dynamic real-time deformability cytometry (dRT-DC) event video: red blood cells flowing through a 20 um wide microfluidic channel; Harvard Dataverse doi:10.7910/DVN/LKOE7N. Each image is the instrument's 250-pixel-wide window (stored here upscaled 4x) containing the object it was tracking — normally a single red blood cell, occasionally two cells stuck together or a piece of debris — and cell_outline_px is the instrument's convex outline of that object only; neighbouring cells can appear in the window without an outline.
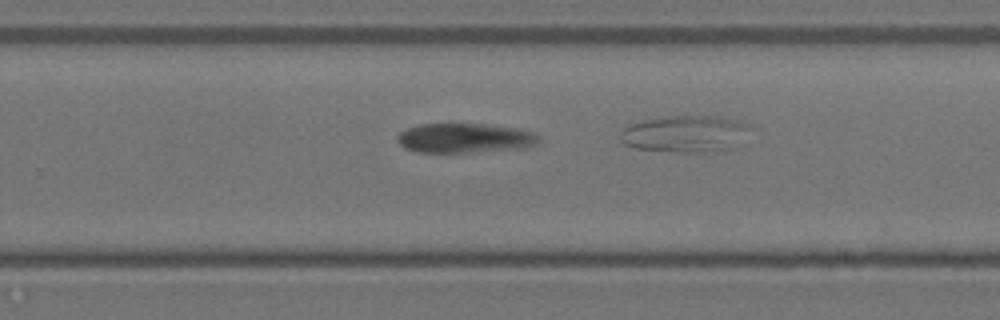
{"species": "Egyptian fruit bat (a non-hibernating species)", "species_latin": "Rousettus aegyptiacus", "temperature_condition": "warm", "stored_images_in_passage": 20, "camera_frame_rate_fps": 3000, "um_per_image_px": 0.085, "animal": {"sex": "female"}, "frame": {"image": 1, "passage_image": 15, "time_ms": 4.667, "image_size_px": [1000, 320], "cell_outline_px": [[540, 140], [536, 144], [520, 148], [472, 152], [416, 152], [404, 148], [396, 140], [396, 136], [400, 132], [408, 128], [420, 124], [484, 124], [516, 128], [532, 132], [540, 136]], "centroid_in_image_um": [39.47, 11.74], "position_along_channel_um": 290.3, "area_um2": 24.28}}
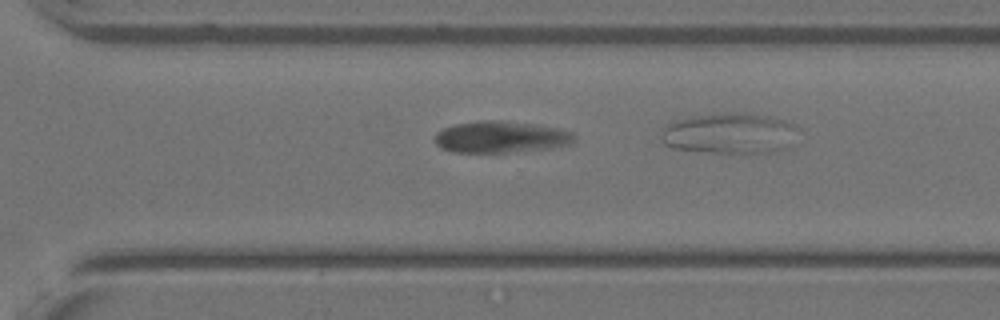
{"frame": {"image": 2, "passage_image": 17, "time_ms": 5.333, "image_size_px": [1000, 320], "cell_outline_px": [[576, 140], [572, 144], [560, 148], [508, 152], [452, 152], [440, 148], [436, 144], [436, 132], [444, 128], [456, 124], [484, 120], [488, 120], [532, 124], [556, 128], [572, 132], [576, 136]], "centroid_in_image_um": [42.63, 11.67], "position_along_channel_um": 328.0, "area_um2": 25.72}}